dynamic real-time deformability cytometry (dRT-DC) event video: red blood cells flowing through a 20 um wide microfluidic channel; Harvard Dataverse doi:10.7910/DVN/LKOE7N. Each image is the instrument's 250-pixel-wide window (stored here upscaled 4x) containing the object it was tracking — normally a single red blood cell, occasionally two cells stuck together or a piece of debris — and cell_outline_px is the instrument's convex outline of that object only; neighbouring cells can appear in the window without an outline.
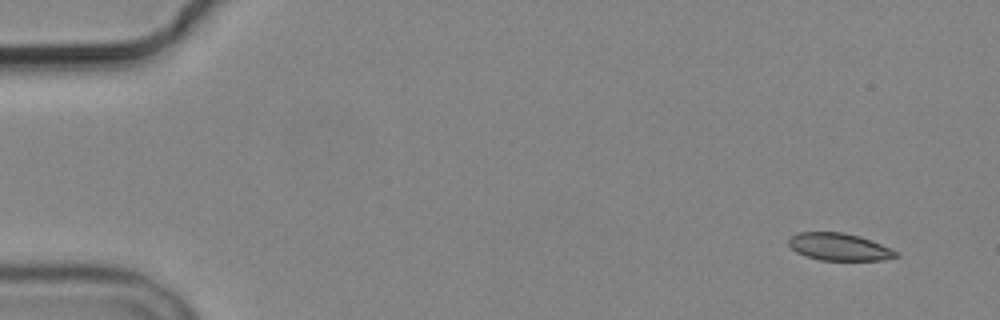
{"species": "common noctule bat (a hibernating species)", "species_latin": "Nyctalus noctula", "temperature_condition": "cold", "stored_images_in_passage": 10, "camera_frame_rate_fps": 3000, "um_per_image_px": 0.085, "animal": {"sex": "male", "body_mass_g": 19.2, "forearm_length_mm": 51.8}, "frame": {"image": 1, "passage_image": 1, "time_ms": 0.0, "image_size_px": [1000, 320], "cell_outline_px": [[900, 256], [880, 260], [820, 260], [804, 256], [796, 252], [788, 244], [788, 240], [796, 232], [844, 232], [860, 236], [900, 252]], "centroid_in_image_um": [71.32, 20.98], "position_along_channel_um": 13.7, "area_um2": 17.17}}
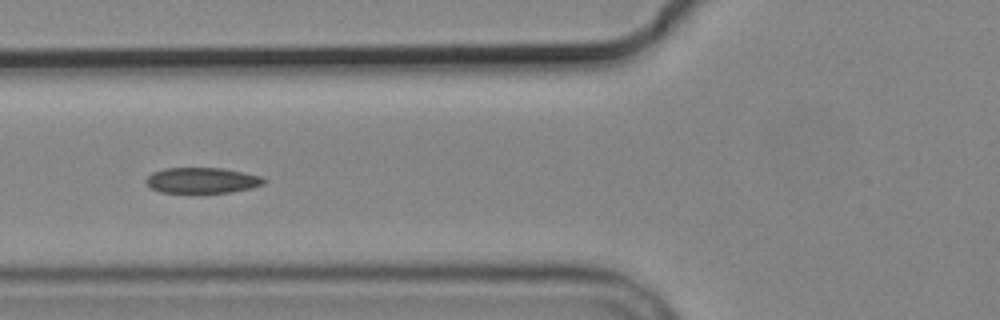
{"frame": {"image": 2, "passage_image": 6, "time_ms": 6.0, "image_size_px": [1000, 320], "cell_outline_px": [[264, 184], [252, 188], [232, 192], [160, 192], [152, 188], [144, 180], [152, 172], [164, 168], [224, 168], [244, 172], [260, 176], [264, 180]], "centroid_in_image_um": [17.17, 15.32], "position_along_channel_um": 108.6, "area_um2": 17.51}}
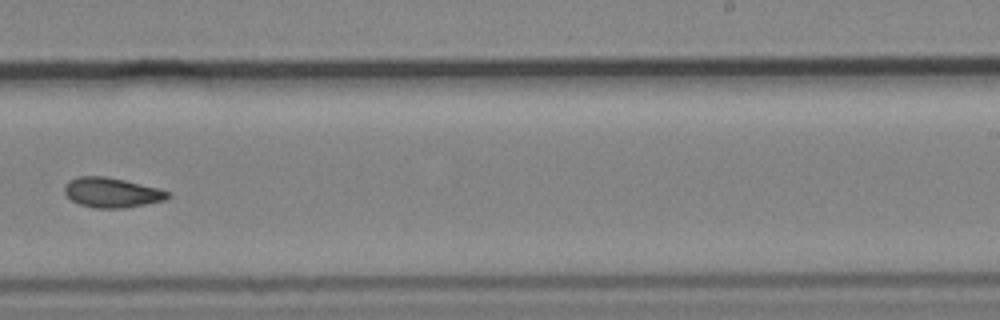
{"frame": {"image": 3, "passage_image": 10, "time_ms": 10.667, "image_size_px": [1000, 320], "cell_outline_px": [[172, 196], [164, 200], [124, 208], [96, 208], [80, 204], [72, 200], [64, 192], [64, 184], [68, 180], [76, 176], [104, 176], [124, 180], [172, 192]], "centroid_in_image_um": [9.48, 16.36], "position_along_channel_um": 279.5, "area_um2": 17.92}}